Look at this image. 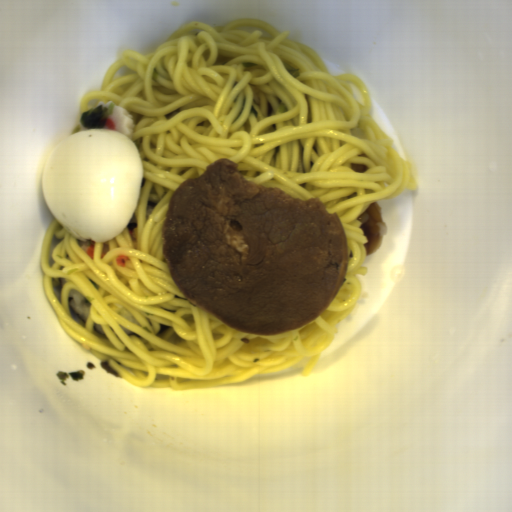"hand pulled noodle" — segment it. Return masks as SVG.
Instances as JSON below:
<instances>
[{"label":"hand pulled noodle","mask_w":512,"mask_h":512,"mask_svg":"<svg viewBox=\"0 0 512 512\" xmlns=\"http://www.w3.org/2000/svg\"><path fill=\"white\" fill-rule=\"evenodd\" d=\"M289 34L259 18L216 26L191 20L152 52L124 50L108 65L100 90L78 102L80 116L100 101H112L133 118L127 137L143 166L134 212L137 240L129 238L127 227L108 242L90 239L92 260L53 215L39 260L43 294L78 346L139 388H219L282 371L303 358H309L301 370L307 378L361 297L356 276L369 272L362 266L369 239L358 217L373 202L418 187L412 165L370 113L366 82L331 74L315 49ZM283 61L299 69L298 78L286 72ZM275 96L289 111L280 113ZM221 157L238 162L239 171L262 186L281 187L300 199L318 196L341 218L350 264L332 303L309 324L278 336L236 331L191 305L170 278L161 250L169 197ZM353 162L370 169L358 173L349 168ZM148 199L159 203L146 221ZM53 234L64 239L52 251L57 263L49 268ZM118 254L128 256L124 268L116 263ZM51 277L66 280L61 303ZM71 289L91 303L85 327L69 311ZM93 322L101 324L107 340L93 334ZM159 323L171 327L160 337Z\"/></svg>","instance_id":"14784b9a"}]
</instances>
